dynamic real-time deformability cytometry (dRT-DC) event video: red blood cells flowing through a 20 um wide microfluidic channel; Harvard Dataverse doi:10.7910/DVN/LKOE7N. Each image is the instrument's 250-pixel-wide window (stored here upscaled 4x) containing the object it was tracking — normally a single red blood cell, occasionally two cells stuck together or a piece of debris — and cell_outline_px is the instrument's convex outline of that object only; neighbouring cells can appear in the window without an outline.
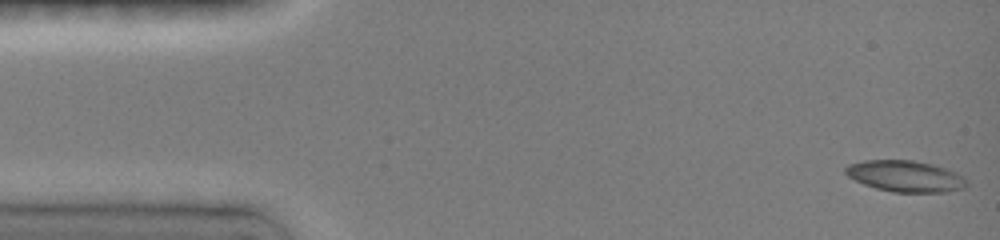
{"species": "common noctule bat (a hibernating species)", "species_latin": "Nyctalus noctula", "temperature_condition": "room temperature", "stored_images_in_passage": 48, "camera_frame_rate_fps": 3000, "um_per_image_px": 0.085, "animal": {"sex": "female", "body_mass_g": 19.0, "forearm_length_mm": 51.5}, "frame": {"image": 1, "passage_image": 1, "time_ms": 0.0, "image_size_px": [1000, 240], "cell_outline_px": [[968, 184], [964, 188], [944, 192], [892, 192], [876, 188], [864, 184], [848, 176], [844, 172], [844, 168], [848, 164], [864, 160], [912, 160], [932, 164], [956, 172], [964, 176], [968, 180]], "centroid_in_image_um": [76.96, 14.97], "position_along_channel_um": 8.0, "area_um2": 22.14}}
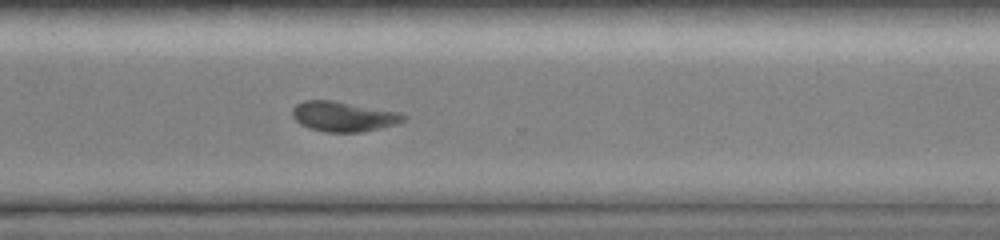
{"frame": {"image": 2, "passage_image": 35, "time_ms": 11.333, "image_size_px": [1000, 240], "cell_outline_px": [[408, 116], [404, 120], [396, 124], [380, 128], [360, 132], [328, 132], [308, 128], [300, 124], [292, 116], [292, 108], [296, 104], [304, 100], [336, 100], [400, 112]], "centroid_in_image_um": [29.19, 9.89], "position_along_channel_um": 341.4, "area_um2": 19.65}}
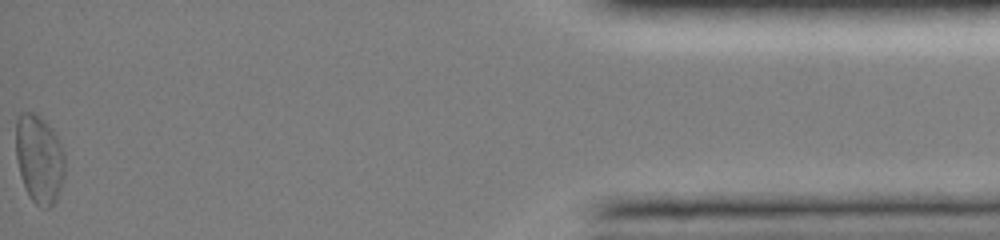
{"frame": {"image": 3, "passage_image": 48, "time_ms": 15.667, "image_size_px": [1000, 240], "cell_outline_px": [[64, 180], [56, 200], [48, 208], [44, 208], [36, 204], [28, 196], [20, 176], [16, 156], [16, 120], [20, 112], [36, 112], [52, 128], [64, 152]], "centroid_in_image_um": [3.33, 13.5], "position_along_channel_um": 431.9, "area_um2": 25.49}, "authors_computed_cell_mechanics": {"area_um2": 19.8832, "velocity_mm_per_s": 3.9776, "shape_relaxation_time_tau1_ms": 2.0936, "shape_relaxation_time_tau2_ms": null, "deformation_change_tau1": 0.1052, "deformation_change_tau2": null}}